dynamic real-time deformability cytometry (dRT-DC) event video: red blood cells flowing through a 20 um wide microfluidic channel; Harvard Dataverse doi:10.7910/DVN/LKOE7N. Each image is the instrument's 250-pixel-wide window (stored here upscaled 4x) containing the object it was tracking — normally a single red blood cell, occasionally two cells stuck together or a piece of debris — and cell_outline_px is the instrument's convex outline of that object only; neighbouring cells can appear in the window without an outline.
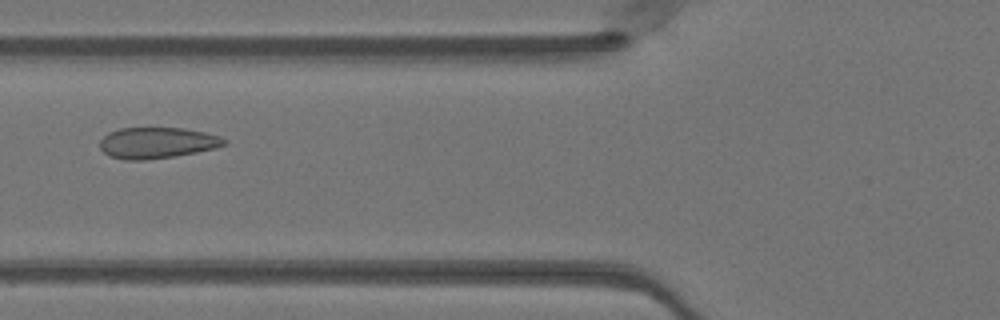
{"species": "Egyptian fruit bat (a non-hibernating species)", "species_latin": "Rousettus aegyptiacus", "temperature_condition": "warm", "stored_images_in_passage": 49, "camera_frame_rate_fps": 3000, "um_per_image_px": 0.085, "animal": {"sex": "female"}, "frame": {"image": 1, "passage_image": 19, "time_ms": 6.0, "image_size_px": [1000, 320], "cell_outline_px": [[228, 144], [216, 148], [176, 156], [144, 160], [124, 160], [108, 156], [100, 148], [100, 140], [108, 132], [120, 128], [184, 128], [204, 132], [220, 136], [228, 140]], "centroid_in_image_um": [13.36, 12.14], "position_along_channel_um": 112.4, "area_um2": 22.72}}
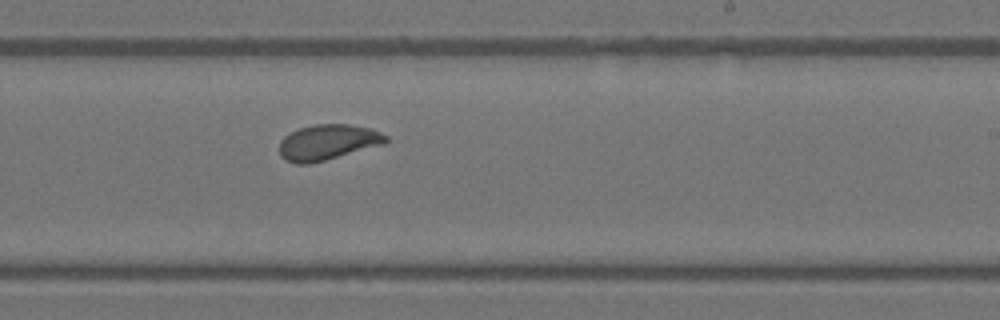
{"frame": {"image": 2, "passage_image": 30, "time_ms": 9.667, "image_size_px": [1000, 320], "cell_outline_px": [[388, 140], [384, 144], [324, 160], [308, 164], [296, 164], [284, 160], [280, 156], [280, 140], [284, 136], [300, 128], [316, 124], [348, 124], [372, 128], [388, 136]], "centroid_in_image_um": [27.86, 12.09], "position_along_channel_um": 261.1, "area_um2": 21.96}}
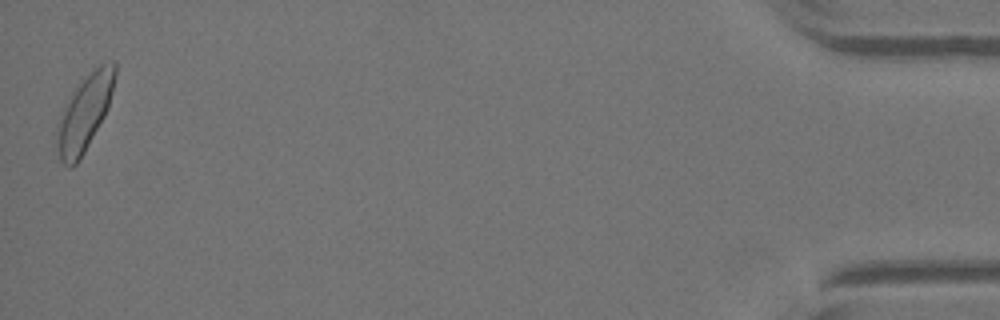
{"frame": {"image": 3, "passage_image": 49, "time_ms": 16.0, "image_size_px": [1000, 320], "cell_outline_px": [[116, 76], [108, 104], [104, 116], [84, 152], [76, 164], [72, 168], [68, 168], [60, 160], [56, 144], [56, 124], [68, 96], [100, 64], [112, 60], [116, 60]], "centroid_in_image_um": [7.16, 9.62], "position_along_channel_um": 428.0, "area_um2": 25.26}, "authors_computed_cell_mechanics": {"area_um2": 22.6576, "velocity_mm_per_s": 4.063, "shape_relaxation_time_tau1_ms": 2.5432, "shape_relaxation_time_tau2_ms": null, "deformation_change_tau1": 0.0953, "deformation_change_tau2": null}}